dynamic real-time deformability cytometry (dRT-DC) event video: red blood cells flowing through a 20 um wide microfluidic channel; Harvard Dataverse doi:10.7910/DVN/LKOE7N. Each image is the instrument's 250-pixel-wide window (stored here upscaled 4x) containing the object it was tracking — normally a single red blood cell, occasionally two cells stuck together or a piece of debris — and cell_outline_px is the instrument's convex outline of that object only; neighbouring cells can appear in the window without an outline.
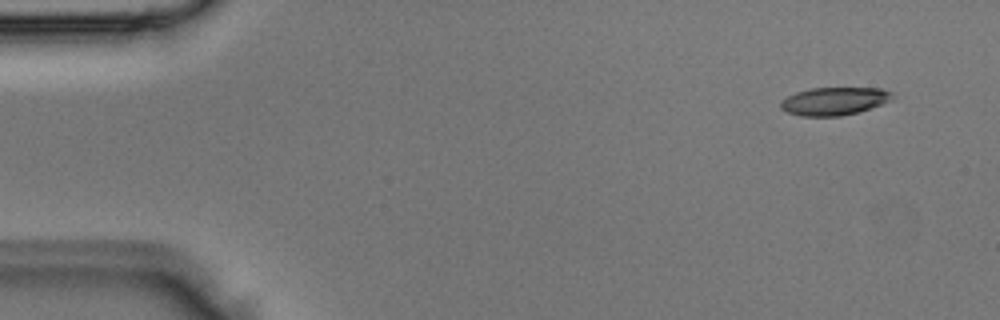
{"species": "Egyptian fruit bat (a non-hibernating species)", "species_latin": "Rousettus aegyptiacus", "temperature_condition": "room temperature", "stored_images_in_passage": 2, "segment_of_instrument_passage": [2, 2], "camera_frame_rate_fps": 3000, "um_per_image_px": 0.085, "animal": {"sex": "male"}, "frame": {"image": 1, "passage_image": 2, "time_ms": 0.333, "image_size_px": [1000, 320], "cell_outline_px": [[892, 100], [860, 112], [840, 116], [800, 116], [788, 112], [780, 108], [780, 100], [796, 92], [812, 88], [880, 88], [892, 92]], "centroid_in_image_um": [70.9, 8.6], "position_along_channel_um": 14.1, "area_um2": 18.21}}